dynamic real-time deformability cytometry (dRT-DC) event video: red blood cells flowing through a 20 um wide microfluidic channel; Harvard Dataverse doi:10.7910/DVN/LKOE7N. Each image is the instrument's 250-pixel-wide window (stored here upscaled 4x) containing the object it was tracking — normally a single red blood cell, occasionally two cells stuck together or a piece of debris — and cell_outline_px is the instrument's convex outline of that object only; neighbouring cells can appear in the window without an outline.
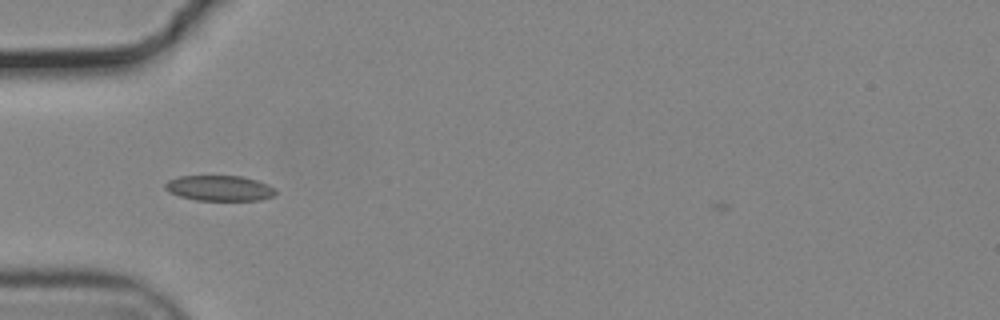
{"species": "common noctule bat (a hibernating species)", "species_latin": "Nyctalus noctula", "temperature_condition": "cold", "stored_images_in_passage": 34, "camera_frame_rate_fps": 3000, "um_per_image_px": 0.085, "animal": {"sex": "male", "body_mass_g": 19.2, "forearm_length_mm": 51.8}, "frame": {"image": 1, "passage_image": 2, "time_ms": 0.333, "image_size_px": [1000, 320], "cell_outline_px": [[276, 192], [272, 196], [260, 200], [196, 200], [180, 196], [164, 188], [164, 184], [168, 180], [180, 176], [244, 176], [268, 184]], "centroid_in_image_um": [18.64, 15.98], "position_along_channel_um": 66.4, "area_um2": 16.18}}
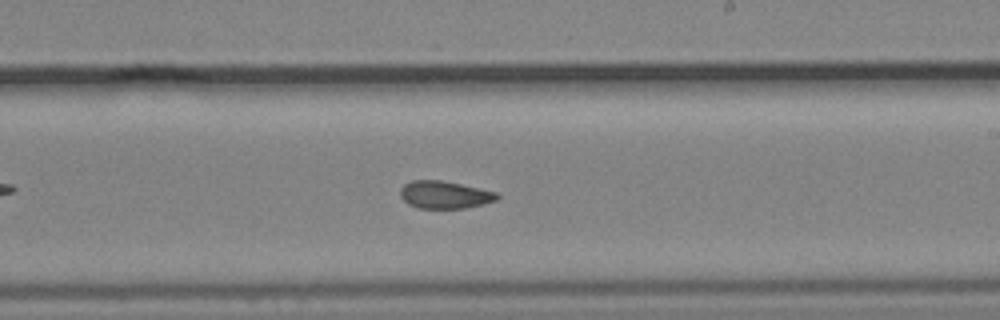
{"frame": {"image": 2, "passage_image": 17, "time_ms": 5.333, "image_size_px": [1000, 320], "cell_outline_px": [[500, 196], [496, 200], [484, 204], [464, 208], [420, 208], [408, 204], [400, 196], [400, 188], [404, 184], [412, 180], [440, 180], [460, 184], [496, 192]], "centroid_in_image_um": [37.77, 16.55], "position_along_channel_um": 251.2, "area_um2": 15.43}}
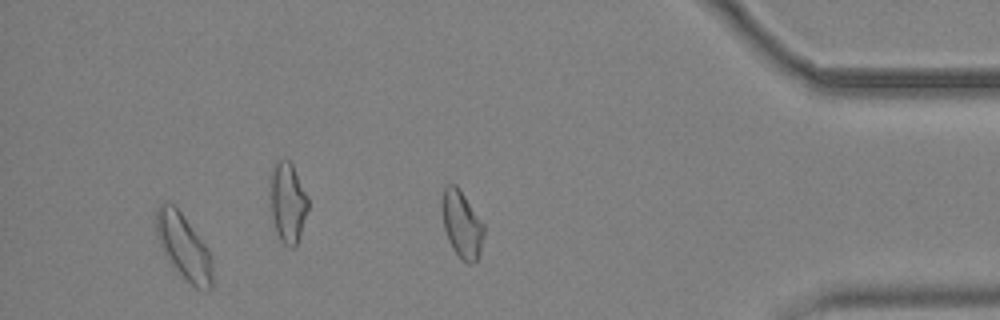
{"frame": {"image": 3, "passage_image": 31, "time_ms": 10.0, "image_size_px": [1000, 320], "cell_outline_px": [[212, 288], [204, 292], [196, 288], [184, 280], [172, 268], [160, 248], [156, 236], [156, 208], [160, 200], [176, 204], [204, 244], [212, 256]], "centroid_in_image_um": [15.58, 20.97], "position_along_channel_um": 419.6, "area_um2": 22.25}, "authors_computed_cell_mechanics": {"area_um2": 16.1262, "velocity_mm_per_s": 3.7171, "shape_relaxation_time_tau1_ms": null, "shape_relaxation_time_tau2_ms": 2.8411, "deformation_change_tau1": null, "deformation_change_tau2": 0.071}}